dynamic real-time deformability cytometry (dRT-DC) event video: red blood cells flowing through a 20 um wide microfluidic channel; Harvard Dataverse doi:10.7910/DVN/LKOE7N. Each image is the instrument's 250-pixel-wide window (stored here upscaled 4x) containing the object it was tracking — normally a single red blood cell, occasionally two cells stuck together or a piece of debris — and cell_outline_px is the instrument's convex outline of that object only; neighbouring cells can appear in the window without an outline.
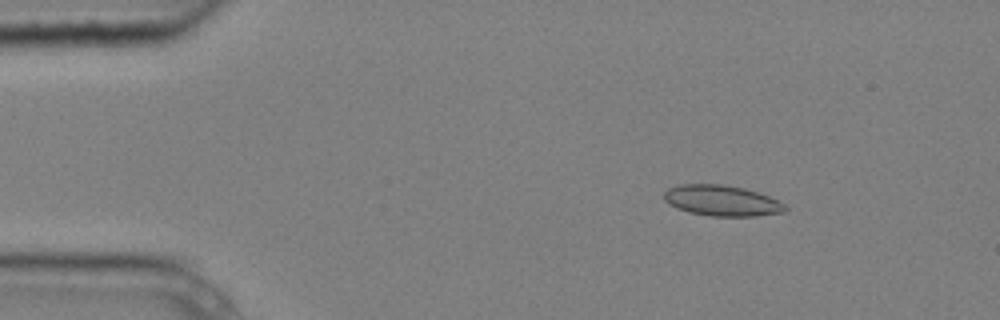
{"species": "common noctule bat (a hibernating species)", "species_latin": "Nyctalus noctula", "temperature_condition": "cold", "stored_images_in_passage": 5, "camera_frame_rate_fps": 3000, "um_per_image_px": 0.085, "animal": {"sex": "male", "body_mass_g": 20.4}, "frame": {"image": 1, "passage_image": 3, "time_ms": 0.667, "image_size_px": [1000, 320], "cell_outline_px": [[788, 208], [784, 212], [756, 216], [712, 216], [688, 212], [676, 208], [668, 204], [664, 200], [664, 192], [668, 188], [676, 184], [720, 184], [744, 188], [768, 196], [784, 204]], "centroid_in_image_um": [61.3, 17.05], "position_along_channel_um": 23.7, "area_um2": 21.73}}